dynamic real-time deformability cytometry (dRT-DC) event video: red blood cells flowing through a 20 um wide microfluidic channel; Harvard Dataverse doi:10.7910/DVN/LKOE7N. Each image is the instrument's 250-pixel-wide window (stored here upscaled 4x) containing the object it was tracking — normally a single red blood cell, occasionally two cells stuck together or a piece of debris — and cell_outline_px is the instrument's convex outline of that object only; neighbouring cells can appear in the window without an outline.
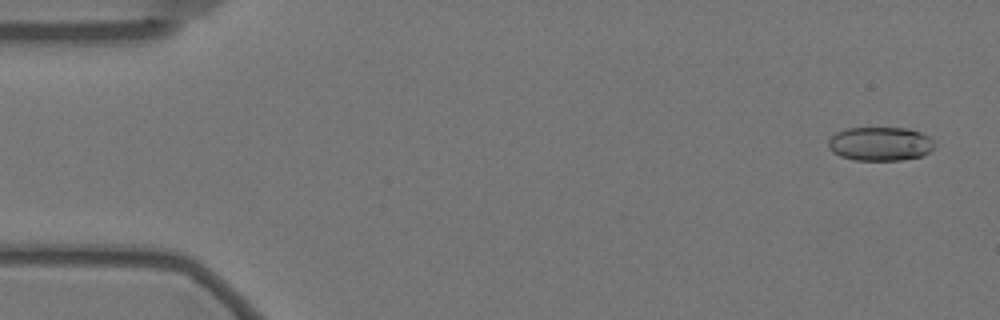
{"species": "Egyptian fruit bat (a non-hibernating species)", "species_latin": "Rousettus aegyptiacus", "temperature_condition": "warm", "stored_images_in_passage": 14, "camera_frame_rate_fps": 3000, "um_per_image_px": 0.085, "animal": {"sex": "female"}, "frame": {"image": 1, "passage_image": 3, "time_ms": 0.667, "image_size_px": [1000, 320], "cell_outline_px": [[936, 144], [928, 152], [920, 156], [900, 160], [856, 160], [840, 156], [832, 152], [828, 148], [828, 140], [836, 132], [844, 128], [908, 128], [920, 132], [928, 136]], "centroid_in_image_um": [74.78, 12.22], "position_along_channel_um": 10.2, "area_um2": 20.98}}